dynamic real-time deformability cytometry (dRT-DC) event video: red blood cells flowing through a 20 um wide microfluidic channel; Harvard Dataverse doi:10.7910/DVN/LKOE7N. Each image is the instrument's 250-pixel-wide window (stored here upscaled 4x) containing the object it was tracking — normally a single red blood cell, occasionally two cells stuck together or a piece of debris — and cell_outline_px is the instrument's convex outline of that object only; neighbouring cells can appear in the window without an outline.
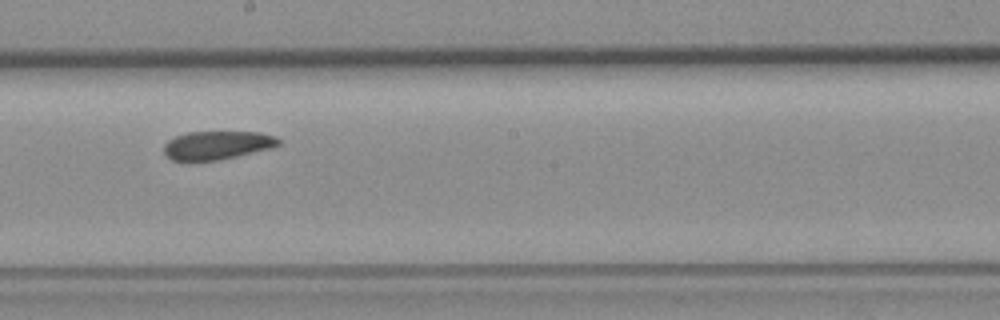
{"species": "common noctule bat (a hibernating species)", "species_latin": "Nyctalus noctula", "temperature_condition": "room temperature", "stored_images_in_passage": 8, "camera_frame_rate_fps": 3000, "um_per_image_px": 0.085, "animal": {"sex": "female", "body_mass_g": 19.3, "forearm_length_mm": 54.1}, "frame": {"image": 1, "passage_image": 6, "time_ms": 7.0, "image_size_px": [1000, 320], "cell_outline_px": [[280, 144], [268, 148], [216, 160], [172, 160], [164, 152], [164, 144], [168, 140], [176, 136], [188, 132], [260, 132], [276, 136], [280, 140]], "centroid_in_image_um": [18.43, 12.32], "position_along_channel_um": 229.8, "area_um2": 18.55}}
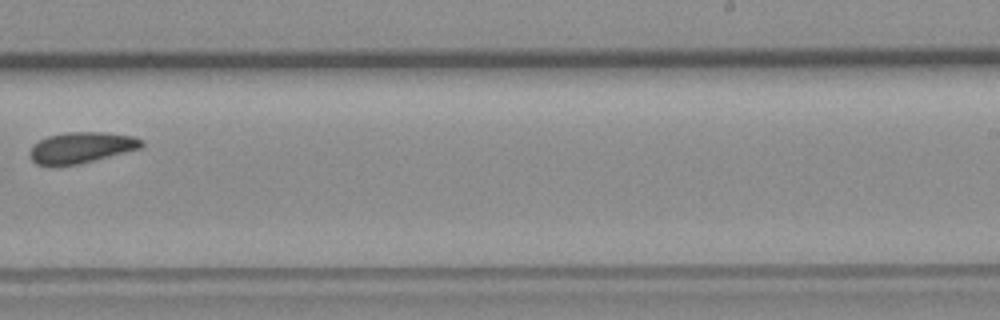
{"frame": {"image": 2, "passage_image": 7, "time_ms": 8.333, "image_size_px": [1000, 320], "cell_outline_px": [[144, 144], [140, 148], [80, 164], [52, 168], [36, 164], [28, 156], [28, 152], [32, 144], [48, 136], [68, 132], [104, 132], [132, 136], [144, 140]], "centroid_in_image_um": [6.83, 12.57], "position_along_channel_um": 282.2, "area_um2": 20.63}}
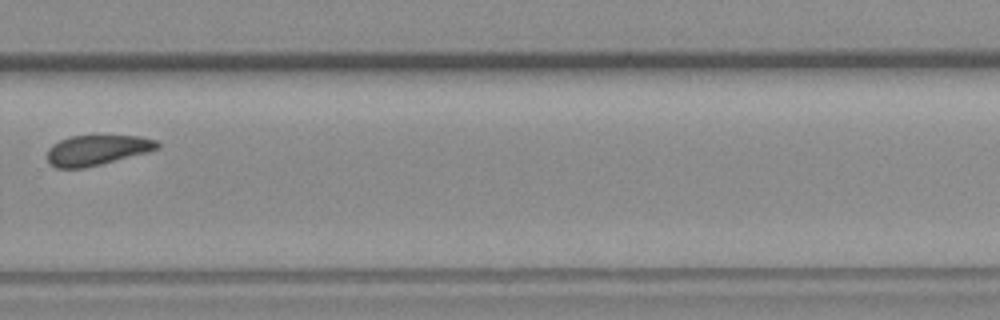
{"frame": {"image": 3, "passage_image": 8, "time_ms": 9.333, "image_size_px": [1000, 320], "cell_outline_px": [[160, 148], [148, 152], [84, 168], [56, 168], [48, 160], [48, 148], [52, 144], [68, 136], [140, 136], [156, 140], [160, 144]], "centroid_in_image_um": [8.25, 12.75], "position_along_channel_um": 321.5, "area_um2": 19.25}}